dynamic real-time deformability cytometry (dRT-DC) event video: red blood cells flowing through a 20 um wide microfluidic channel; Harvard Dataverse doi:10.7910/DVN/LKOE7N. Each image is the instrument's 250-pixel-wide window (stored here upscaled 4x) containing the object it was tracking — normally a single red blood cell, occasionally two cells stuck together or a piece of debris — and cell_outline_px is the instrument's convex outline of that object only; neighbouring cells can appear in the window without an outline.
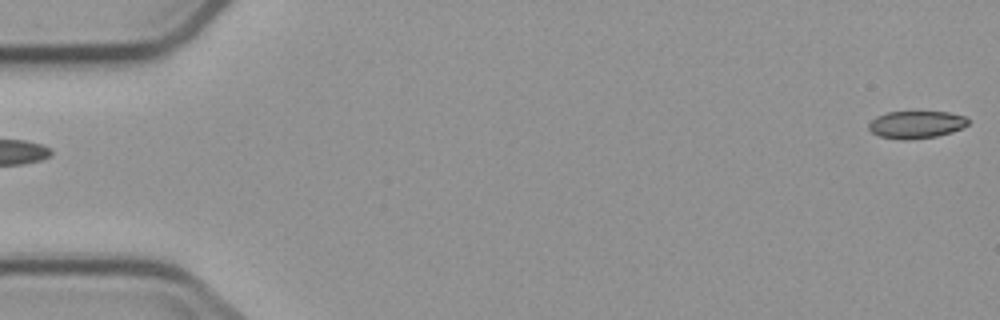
{"species": "common noctule bat (a hibernating species)", "species_latin": "Nyctalus noctula", "temperature_condition": "cold", "stored_images_in_passage": 5, "camera_frame_rate_fps": 3000, "um_per_image_px": 0.085, "animal": {"sex": "male", "body_mass_g": 23.1, "forearm_length_mm": 52.7}, "frame": {"image": 1, "passage_image": 1, "time_ms": 0.0, "image_size_px": [1000, 320], "cell_outline_px": [[968, 124], [952, 132], [936, 136], [904, 140], [880, 136], [872, 132], [868, 128], [868, 124], [876, 116], [888, 112], [948, 112], [964, 116], [968, 120]], "centroid_in_image_um": [77.86, 10.58], "position_along_channel_um": 7.1, "area_um2": 15.66}}